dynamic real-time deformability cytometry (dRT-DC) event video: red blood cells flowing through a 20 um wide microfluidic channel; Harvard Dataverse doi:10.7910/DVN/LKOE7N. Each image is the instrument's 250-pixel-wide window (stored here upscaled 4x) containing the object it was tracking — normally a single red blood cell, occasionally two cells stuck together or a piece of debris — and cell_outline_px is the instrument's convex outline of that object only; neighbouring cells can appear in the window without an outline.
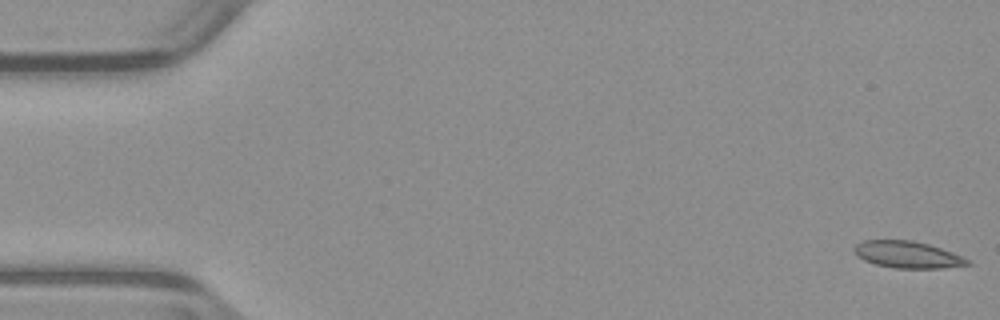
{"species": "common noctule bat (a hibernating species)", "species_latin": "Nyctalus noctula", "temperature_condition": "warm", "stored_images_in_passage": 52, "camera_frame_rate_fps": 3000, "um_per_image_px": 0.085, "animal": {"sex": "male", "body_mass_g": 23.1, "forearm_length_mm": 52.7}, "frame": {"image": 1, "passage_image": 1, "time_ms": 0.0, "image_size_px": [1000, 320], "cell_outline_px": [[972, 264], [940, 268], [896, 268], [876, 264], [864, 260], [856, 256], [852, 248], [856, 244], [864, 240], [912, 240], [928, 244], [952, 252], [972, 260]], "centroid_in_image_um": [77.13, 21.64], "position_along_channel_um": 7.9, "area_um2": 17.74}}
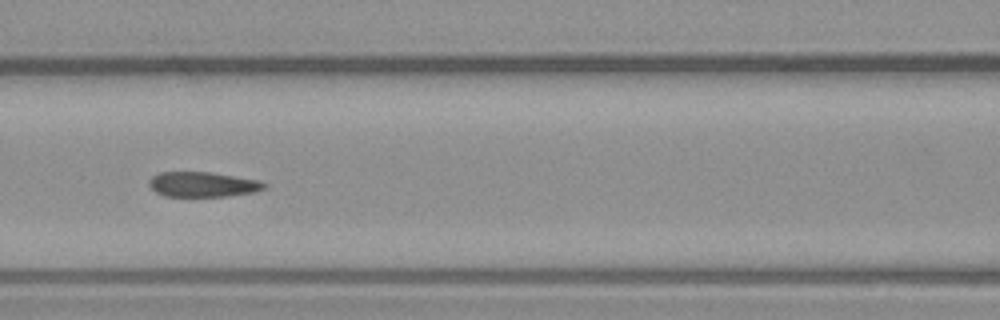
{"frame": {"image": 2, "passage_image": 23, "time_ms": 7.333, "image_size_px": [1000, 320], "cell_outline_px": [[268, 188], [256, 192], [228, 196], [164, 196], [156, 192], [148, 184], [148, 180], [152, 176], [160, 172], [212, 172], [260, 180], [268, 184]], "centroid_in_image_um": [17.29, 15.67], "position_along_channel_um": 149.3, "area_um2": 17.05}}
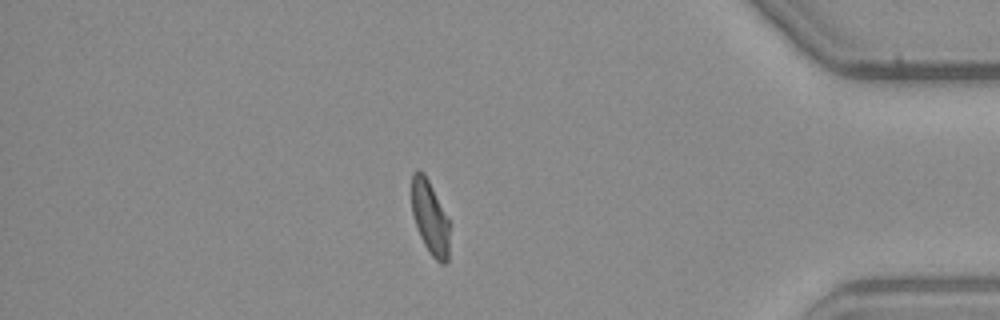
{"frame": {"image": 3, "passage_image": 45, "time_ms": 14.667, "image_size_px": [1000, 320], "cell_outline_px": [[448, 260], [444, 264], [440, 264], [428, 252], [420, 236], [412, 212], [412, 172], [424, 172], [448, 220]], "centroid_in_image_um": [36.53, 18.53], "position_along_channel_um": 398.7, "area_um2": 15.72}, "authors_computed_cell_mechanics": {"area_um2": 17.6579, "velocity_mm_per_s": 3.9408, "shape_relaxation_time_tau1_ms": 10.0473, "shape_relaxation_time_tau2_ms": 1.3071, "deformation_change_tau1": 0.2441, "deformation_change_tau2": 0.0606}}